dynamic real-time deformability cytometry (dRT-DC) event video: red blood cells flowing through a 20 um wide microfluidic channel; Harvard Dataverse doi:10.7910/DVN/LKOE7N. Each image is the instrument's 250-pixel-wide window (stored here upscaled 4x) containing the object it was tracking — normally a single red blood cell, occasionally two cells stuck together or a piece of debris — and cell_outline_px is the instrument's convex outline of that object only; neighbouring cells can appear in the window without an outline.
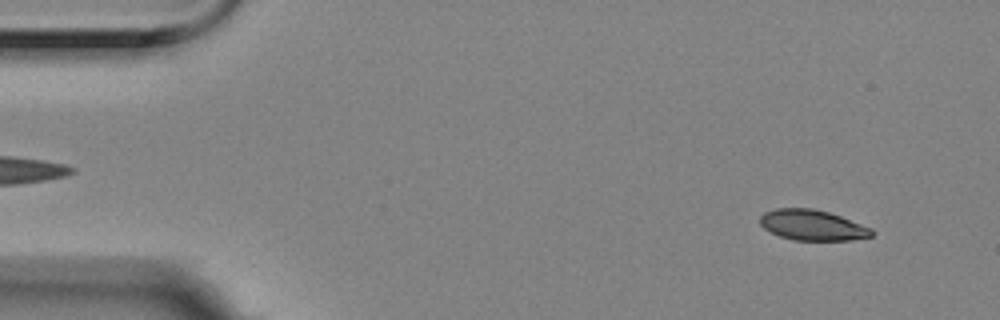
{"species": "Egyptian fruit bat (a non-hibernating species)", "species_latin": "Rousettus aegyptiacus", "temperature_condition": "room temperature", "stored_images_in_passage": 56, "camera_frame_rate_fps": 3000, "um_per_image_px": 0.085, "animal": {"sex": "female"}, "frame": {"image": 1, "passage_image": 4, "time_ms": 1.0, "image_size_px": [1000, 320], "cell_outline_px": [[876, 232], [872, 236], [852, 240], [792, 240], [780, 236], [764, 228], [760, 224], [760, 216], [764, 212], [776, 208], [812, 208], [828, 212], [840, 216], [872, 228]], "centroid_in_image_um": [69.07, 19.14], "position_along_channel_um": 15.9, "area_um2": 19.88}}
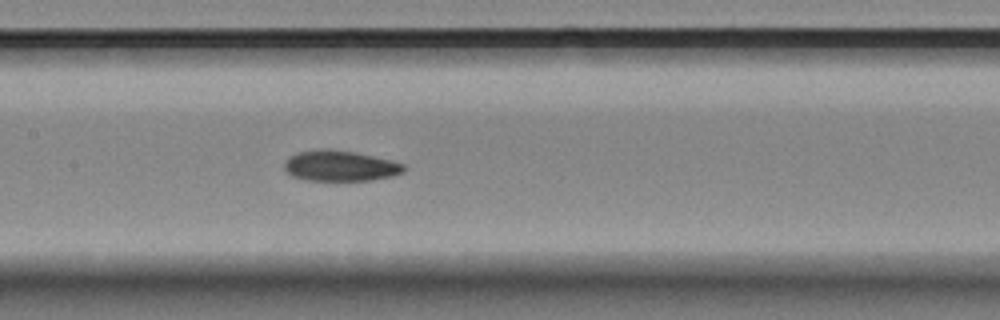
{"frame": {"image": 2, "passage_image": 26, "time_ms": 8.333, "image_size_px": [1000, 320], "cell_outline_px": [[408, 168], [404, 172], [392, 176], [372, 180], [308, 180], [292, 176], [284, 168], [284, 164], [296, 152], [328, 148], [352, 152], [372, 156], [404, 164]], "centroid_in_image_um": [28.94, 14.1], "position_along_channel_um": 178.5, "area_um2": 21.04}}
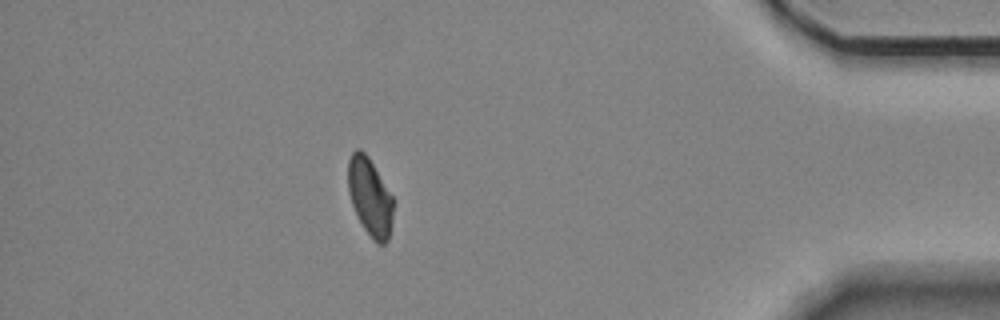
{"frame": {"image": 3, "passage_image": 49, "time_ms": 16.0, "image_size_px": [1000, 320], "cell_outline_px": [[392, 224], [388, 240], [384, 244], [376, 244], [372, 240], [364, 228], [352, 204], [348, 192], [348, 160], [352, 152], [356, 148], [360, 148], [368, 156], [392, 196]], "centroid_in_image_um": [31.43, 16.74], "position_along_channel_um": 403.8, "area_um2": 20.35}, "authors_computed_cell_mechanics": {"area_um2": 21.3571, "velocity_mm_per_s": 3.5197, "shape_relaxation_time_tau1_ms": null, "shape_relaxation_time_tau2_ms": 4.8652, "deformation_change_tau1": null, "deformation_change_tau2": 0.1021}}